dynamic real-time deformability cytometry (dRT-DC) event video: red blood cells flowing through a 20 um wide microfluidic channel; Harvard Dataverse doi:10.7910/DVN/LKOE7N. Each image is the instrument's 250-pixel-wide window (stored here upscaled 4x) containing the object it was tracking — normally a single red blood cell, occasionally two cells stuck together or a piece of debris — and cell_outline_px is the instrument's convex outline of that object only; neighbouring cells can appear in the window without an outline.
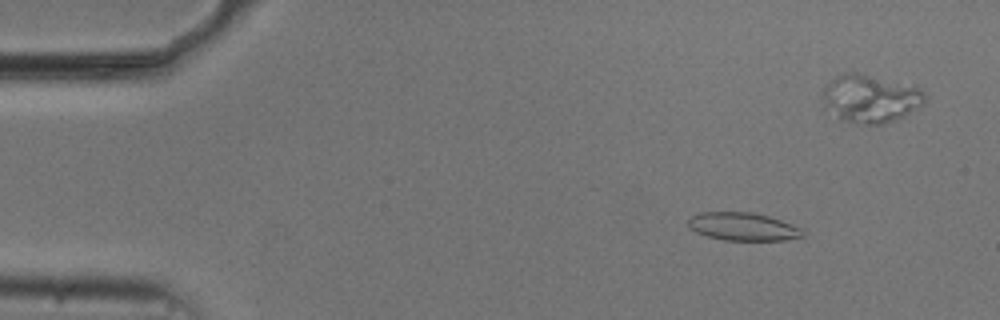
{"species": "common noctule bat (a hibernating species)", "species_latin": "Nyctalus noctula", "temperature_condition": "cold", "stored_images_in_passage": 55, "camera_frame_rate_fps": 3000, "um_per_image_px": 0.085, "animal": {"sex": "male", "body_mass_g": 20.5, "forearm_length_mm": 52.5}, "frame": {"image": 1, "passage_image": 7, "time_ms": 2.0, "image_size_px": [1000, 320], "cell_outline_px": [[804, 236], [784, 240], [724, 240], [708, 236], [696, 232], [688, 228], [688, 220], [692, 216], [700, 212], [752, 212], [768, 216], [792, 224], [800, 228], [804, 232]], "centroid_in_image_um": [63.13, 19.26], "position_along_channel_um": 21.9, "area_um2": 18.61}}
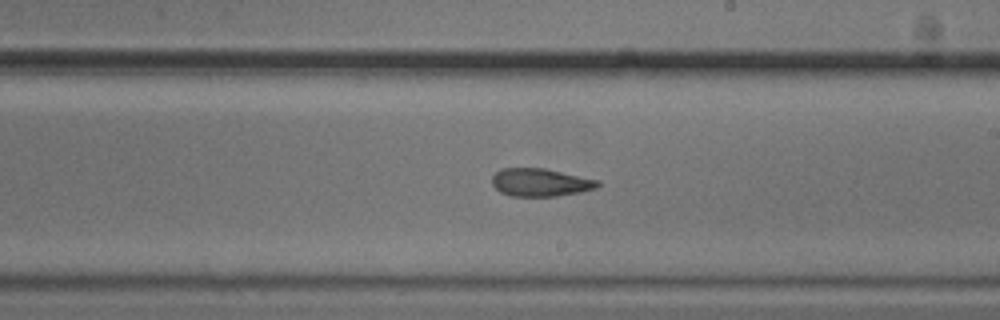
{"frame": {"image": 2, "passage_image": 31, "time_ms": 10.0, "image_size_px": [1000, 320], "cell_outline_px": [[600, 184], [596, 188], [580, 192], [556, 196], [512, 196], [500, 192], [492, 184], [492, 176], [500, 168], [544, 168], [600, 180]], "centroid_in_image_um": [45.93, 15.5], "position_along_channel_um": 243.1, "area_um2": 17.22}}
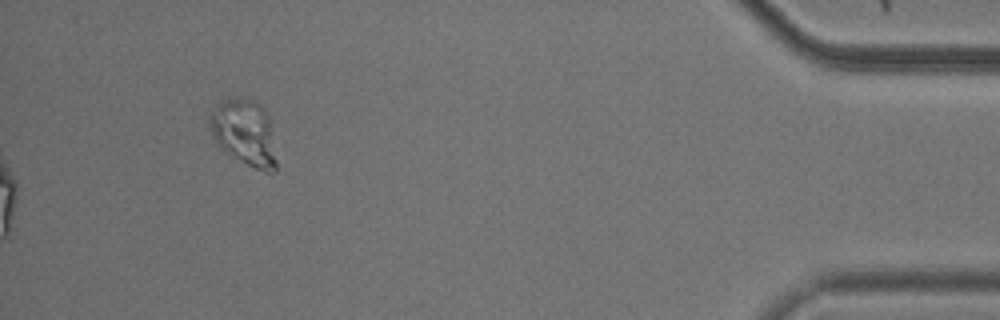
{"frame": {"image": 3, "passage_image": 55, "time_ms": 18.0, "image_size_px": [1000, 320], "cell_outline_px": [[276, 172], [264, 172], [232, 156], [216, 140], [212, 132], [208, 120], [208, 116], [212, 108], [220, 100], [228, 96], [244, 96], [260, 104], [268, 112], [276, 160]], "centroid_in_image_um": [20.77, 11.18], "position_along_channel_um": 414.4, "area_um2": 25.84}, "authors_computed_cell_mechanics": {"area_um2": 18.8428, "velocity_mm_per_s": 3.7542, "shape_relaxation_time_tau1_ms": null, "shape_relaxation_time_tau2_ms": 3.476, "deformation_change_tau1": null, "deformation_change_tau2": 0.1154}}